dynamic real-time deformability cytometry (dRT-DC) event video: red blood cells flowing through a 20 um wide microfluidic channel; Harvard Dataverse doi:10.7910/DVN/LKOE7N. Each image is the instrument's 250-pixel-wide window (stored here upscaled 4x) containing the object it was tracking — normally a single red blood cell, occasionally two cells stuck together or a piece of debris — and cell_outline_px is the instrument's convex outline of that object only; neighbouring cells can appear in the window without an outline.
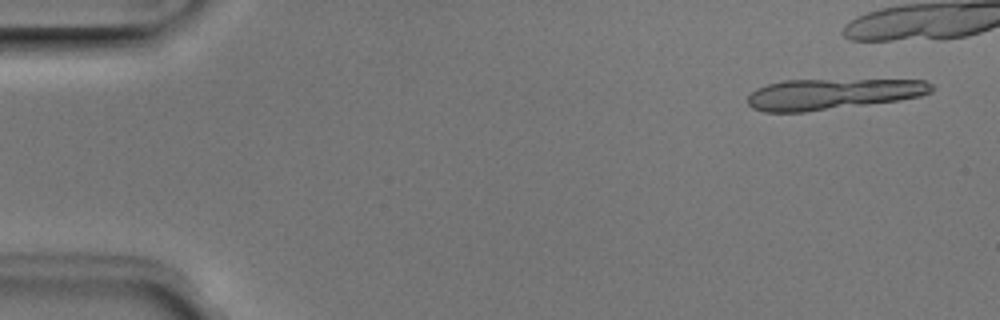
{"species": "Egyptian fruit bat (a non-hibernating species)", "species_latin": "Rousettus aegyptiacus", "temperature_condition": "room temperature", "stored_images_in_passage": 6, "camera_frame_rate_fps": 3000, "um_per_image_px": 0.085, "animal": {"sex": "male"}, "frame": {"image": 1, "passage_image": 1, "time_ms": 0.0, "image_size_px": [1000, 320], "cell_outline_px": [[936, 88], [932, 92], [920, 96], [900, 100], [804, 112], [764, 112], [752, 108], [748, 104], [748, 96], [756, 88], [768, 84], [784, 80], [924, 80], [932, 84]], "centroid_in_image_um": [70.77, 7.99], "position_along_channel_um": 14.2, "area_um2": 33.0}}